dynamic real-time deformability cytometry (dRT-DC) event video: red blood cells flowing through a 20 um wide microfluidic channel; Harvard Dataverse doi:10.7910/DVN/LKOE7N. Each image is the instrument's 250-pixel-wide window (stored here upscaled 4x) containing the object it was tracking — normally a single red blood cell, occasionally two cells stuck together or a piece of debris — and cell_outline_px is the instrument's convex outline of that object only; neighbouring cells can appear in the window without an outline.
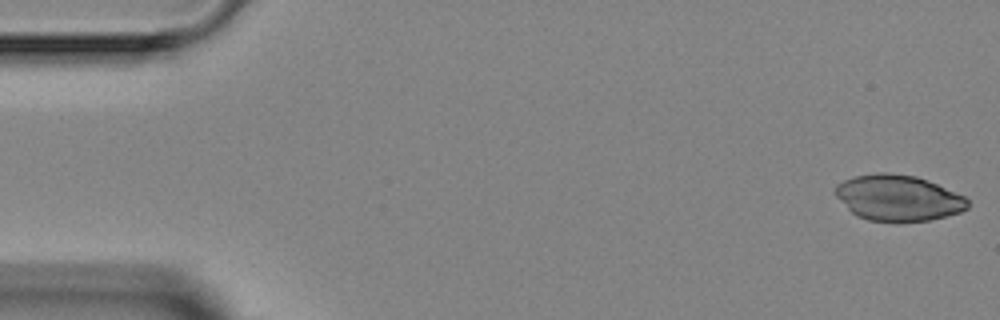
{"species": "Egyptian fruit bat (a non-hibernating species)", "species_latin": "Rousettus aegyptiacus", "temperature_condition": "room temperature", "stored_images_in_passage": 6, "camera_frame_rate_fps": 3000, "um_per_image_px": 0.085, "animal": {"sex": "female"}, "frame": {"image": 1, "passage_image": 1, "time_ms": 0.0, "image_size_px": [1000, 320], "cell_outline_px": [[968, 208], [960, 212], [928, 220], [900, 224], [896, 224], [868, 220], [856, 216], [832, 192], [836, 184], [844, 180], [856, 176], [876, 172], [888, 172], [916, 176], [936, 184], [964, 196], [968, 200]], "centroid_in_image_um": [76.3, 16.84], "position_along_channel_um": 8.7, "area_um2": 35.84}}